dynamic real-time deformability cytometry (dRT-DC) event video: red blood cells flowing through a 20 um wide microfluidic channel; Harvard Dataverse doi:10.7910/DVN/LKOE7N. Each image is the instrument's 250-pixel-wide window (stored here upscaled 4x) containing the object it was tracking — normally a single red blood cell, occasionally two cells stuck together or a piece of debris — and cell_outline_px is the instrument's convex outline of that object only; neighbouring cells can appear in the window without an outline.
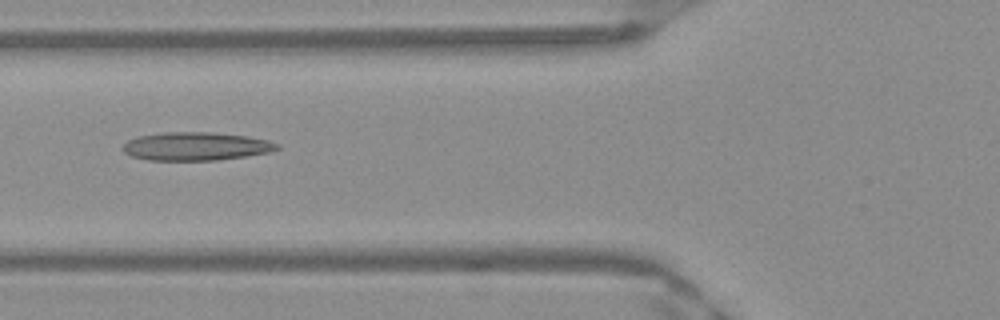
{"species": "Egyptian fruit bat (a non-hibernating species)", "species_latin": "Rousettus aegyptiacus", "temperature_condition": "warm", "stored_images_in_passage": 24, "camera_frame_rate_fps": 3000, "um_per_image_px": 0.085, "frame": {"image": 1, "passage_image": 7, "time_ms": 2.0, "image_size_px": [1000, 320], "cell_outline_px": [[280, 148], [268, 152], [248, 156], [216, 160], [148, 160], [132, 156], [124, 152], [124, 144], [128, 140], [136, 136], [160, 132], [212, 132], [248, 136], [268, 140], [280, 144]], "centroid_in_image_um": [16.67, 12.43], "position_along_channel_um": 109.1, "area_um2": 25.55}}
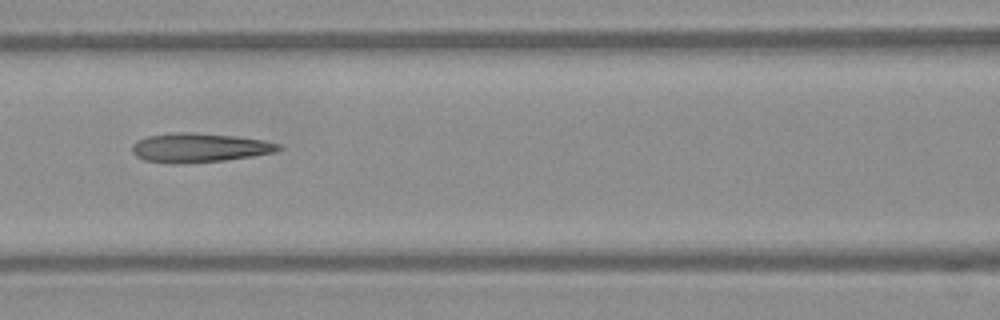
{"frame": {"image": 2, "passage_image": 10, "time_ms": 3.0, "image_size_px": [1000, 320], "cell_outline_px": [[284, 148], [276, 152], [252, 156], [224, 160], [176, 164], [172, 164], [144, 160], [136, 156], [132, 152], [132, 144], [148, 136], [172, 132], [184, 132], [236, 136], [264, 140], [280, 144]], "centroid_in_image_um": [16.96, 12.56], "position_along_channel_um": 149.6, "area_um2": 24.85}}